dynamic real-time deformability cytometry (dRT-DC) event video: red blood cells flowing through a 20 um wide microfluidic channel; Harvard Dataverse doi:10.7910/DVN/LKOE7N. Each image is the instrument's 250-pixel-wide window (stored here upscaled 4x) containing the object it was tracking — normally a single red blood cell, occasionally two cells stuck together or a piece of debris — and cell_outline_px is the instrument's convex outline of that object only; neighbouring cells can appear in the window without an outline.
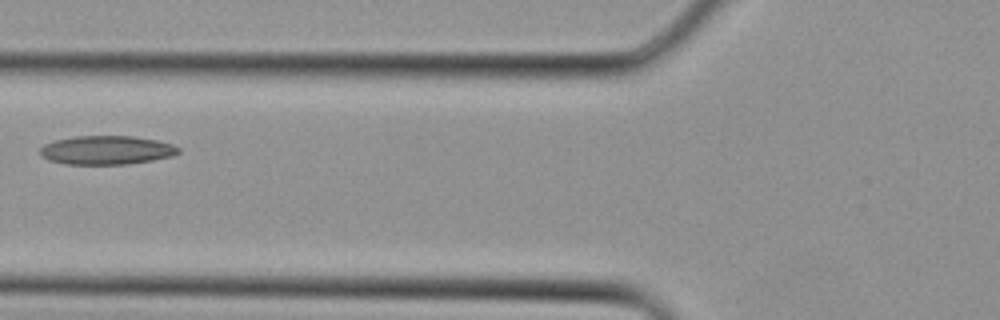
{"species": "Egyptian fruit bat (a non-hibernating species)", "species_latin": "Rousettus aegyptiacus", "temperature_condition": "cold", "stored_images_in_passage": 3, "camera_frame_rate_fps": 3000, "um_per_image_px": 0.085, "animal": {"sex": "female"}, "frame": {"image": 1, "passage_image": 3, "time_ms": 0.667, "image_size_px": [1000, 320], "cell_outline_px": [[180, 152], [172, 156], [152, 160], [128, 164], [64, 164], [48, 160], [40, 152], [40, 148], [44, 144], [56, 140], [76, 136], [132, 136], [156, 140], [172, 144], [180, 148]], "centroid_in_image_um": [9.07, 12.76], "position_along_channel_um": 116.7, "area_um2": 23.12}}